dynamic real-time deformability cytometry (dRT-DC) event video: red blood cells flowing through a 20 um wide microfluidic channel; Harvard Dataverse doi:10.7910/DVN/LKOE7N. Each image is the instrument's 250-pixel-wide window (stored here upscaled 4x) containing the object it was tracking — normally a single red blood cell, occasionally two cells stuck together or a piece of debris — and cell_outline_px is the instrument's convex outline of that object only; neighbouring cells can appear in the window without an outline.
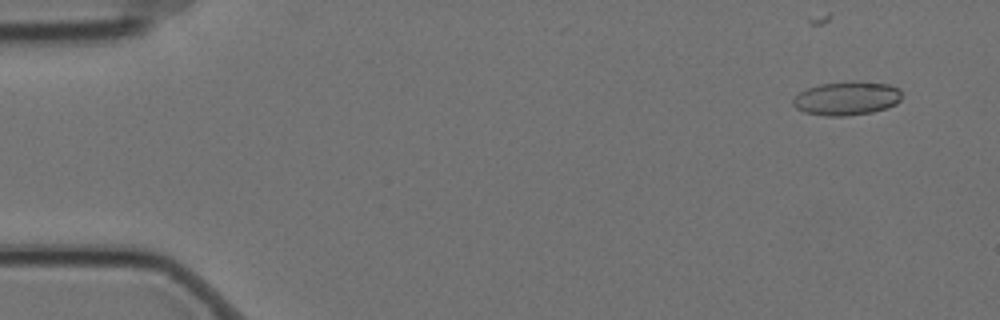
{"species": "Egyptian fruit bat (a non-hibernating species)", "species_latin": "Rousettus aegyptiacus", "temperature_condition": "cold", "stored_images_in_passage": 5, "camera_frame_rate_fps": 3000, "um_per_image_px": 0.085, "animal": {"sex": "female"}, "frame": {"image": 1, "passage_image": 1, "time_ms": 0.0, "image_size_px": [1000, 320], "cell_outline_px": [[900, 100], [896, 104], [888, 108], [872, 112], [844, 116], [824, 116], [804, 112], [796, 108], [792, 104], [792, 100], [800, 92], [808, 88], [820, 84], [888, 84], [900, 88]], "centroid_in_image_um": [71.95, 8.42], "position_along_channel_um": 13.1, "area_um2": 20.58}}
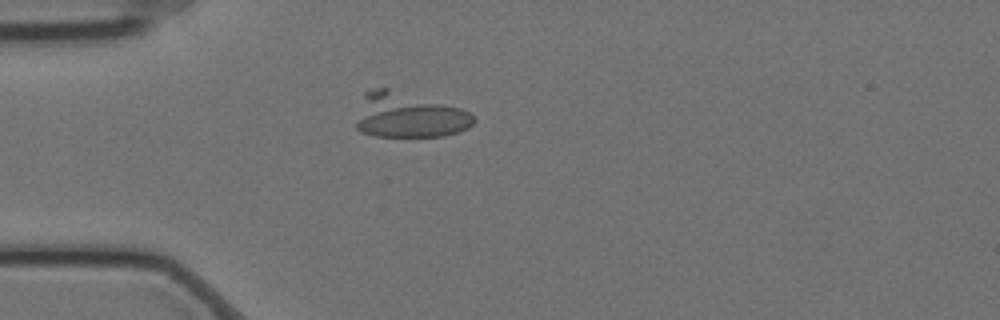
{"frame": {"image": 2, "passage_image": 4, "time_ms": 1.0, "image_size_px": [1000, 320], "cell_outline_px": [[476, 120], [468, 128], [460, 132], [444, 136], [376, 136], [360, 132], [356, 128], [356, 124], [364, 92], [376, 88], [388, 88], [460, 108], [468, 112]], "centroid_in_image_um": [34.73, 9.82], "position_along_channel_um": 50.3, "area_um2": 30.52}}